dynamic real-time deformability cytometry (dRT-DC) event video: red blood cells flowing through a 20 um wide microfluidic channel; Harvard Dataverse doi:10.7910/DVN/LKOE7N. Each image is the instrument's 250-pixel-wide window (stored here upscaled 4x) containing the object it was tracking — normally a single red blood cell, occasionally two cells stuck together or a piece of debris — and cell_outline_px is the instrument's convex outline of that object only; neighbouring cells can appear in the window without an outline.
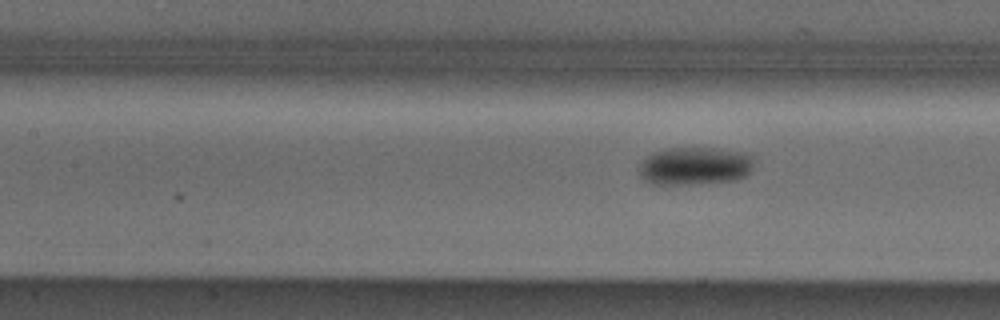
{"species": "Egyptian fruit bat (a non-hibernating species)", "species_latin": "Rousettus aegyptiacus", "temperature_condition": "cold", "stored_images_in_passage": 5, "camera_frame_rate_fps": 3000, "um_per_image_px": 0.085, "animal": {"sex": "male"}, "frame": {"image": 1, "passage_image": 4, "time_ms": 1.0, "image_size_px": [1000, 320], "cell_outline_px": [[752, 164], [748, 172], [744, 176], [736, 180], [680, 184], [652, 184], [644, 180], [640, 176], [640, 164], [652, 152], [664, 148], [712, 148], [744, 152], [752, 156]], "centroid_in_image_um": [59.02, 14.09], "position_along_channel_um": 148.4, "area_um2": 25.09}}